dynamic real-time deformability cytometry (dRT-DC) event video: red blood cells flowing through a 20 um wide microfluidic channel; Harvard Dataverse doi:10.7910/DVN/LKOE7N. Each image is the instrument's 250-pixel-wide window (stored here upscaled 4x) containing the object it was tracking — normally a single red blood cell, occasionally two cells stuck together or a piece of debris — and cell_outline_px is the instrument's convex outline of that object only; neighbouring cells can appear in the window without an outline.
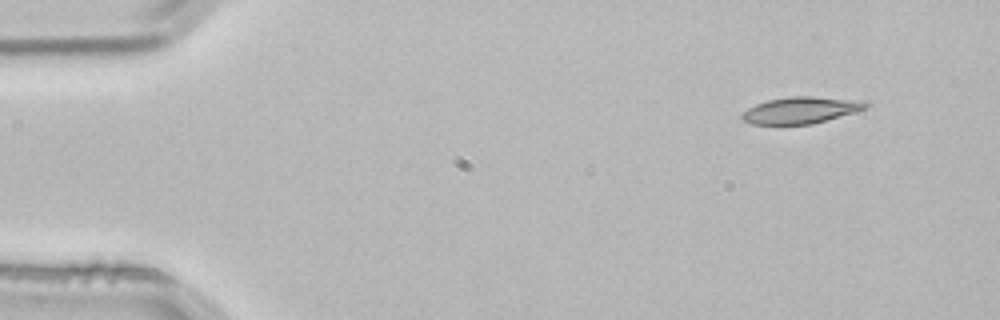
{"species": "common noctule bat (a hibernating species)", "species_latin": "Nyctalus noctula", "temperature_condition": "room temperature", "stored_images_in_passage": 3, "camera_frame_rate_fps": 3000, "um_per_image_px": 0.085, "animal": {"sex": "male", "body_mass_g": 21.5, "forearm_length_mm": 52.0}, "frame": {"image": 1, "passage_image": 1, "time_ms": 0.0, "image_size_px": [1000, 320], "cell_outline_px": [[872, 104], [868, 108], [856, 112], [812, 124], [752, 124], [744, 120], [740, 116], [748, 108], [756, 104], [768, 100], [792, 96], [812, 96], [868, 100]], "centroid_in_image_um": [68.18, 9.35], "position_along_channel_um": 16.8, "area_um2": 19.42}}
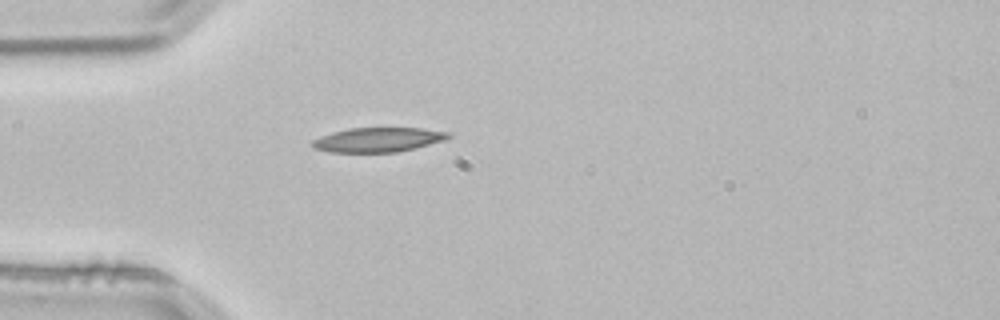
{"frame": {"image": 2, "passage_image": 3, "time_ms": 0.667, "image_size_px": [1000, 320], "cell_outline_px": [[452, 136], [448, 140], [416, 148], [396, 152], [328, 152], [312, 148], [312, 140], [320, 136], [332, 132], [348, 128], [420, 128], [452, 132]], "centroid_in_image_um": [32.18, 11.88], "position_along_channel_um": 52.8, "area_um2": 19.71}}